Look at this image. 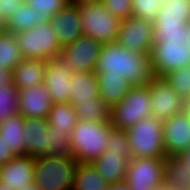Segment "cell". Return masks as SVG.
<instances>
[{
  "mask_svg": "<svg viewBox=\"0 0 190 190\" xmlns=\"http://www.w3.org/2000/svg\"><path fill=\"white\" fill-rule=\"evenodd\" d=\"M78 160L70 155L34 158V183L40 190H72Z\"/></svg>",
  "mask_w": 190,
  "mask_h": 190,
  "instance_id": "3",
  "label": "cell"
},
{
  "mask_svg": "<svg viewBox=\"0 0 190 190\" xmlns=\"http://www.w3.org/2000/svg\"><path fill=\"white\" fill-rule=\"evenodd\" d=\"M165 158H131L125 181L130 190H153L164 184Z\"/></svg>",
  "mask_w": 190,
  "mask_h": 190,
  "instance_id": "9",
  "label": "cell"
},
{
  "mask_svg": "<svg viewBox=\"0 0 190 190\" xmlns=\"http://www.w3.org/2000/svg\"><path fill=\"white\" fill-rule=\"evenodd\" d=\"M152 100V116L161 121L184 111V100L164 77L154 76L148 83Z\"/></svg>",
  "mask_w": 190,
  "mask_h": 190,
  "instance_id": "12",
  "label": "cell"
},
{
  "mask_svg": "<svg viewBox=\"0 0 190 190\" xmlns=\"http://www.w3.org/2000/svg\"><path fill=\"white\" fill-rule=\"evenodd\" d=\"M182 156L186 159V163L188 167H190V147L182 154Z\"/></svg>",
  "mask_w": 190,
  "mask_h": 190,
  "instance_id": "44",
  "label": "cell"
},
{
  "mask_svg": "<svg viewBox=\"0 0 190 190\" xmlns=\"http://www.w3.org/2000/svg\"><path fill=\"white\" fill-rule=\"evenodd\" d=\"M103 6L120 20L132 16V0H101Z\"/></svg>",
  "mask_w": 190,
  "mask_h": 190,
  "instance_id": "37",
  "label": "cell"
},
{
  "mask_svg": "<svg viewBox=\"0 0 190 190\" xmlns=\"http://www.w3.org/2000/svg\"><path fill=\"white\" fill-rule=\"evenodd\" d=\"M164 78L184 101L190 96V66L173 70Z\"/></svg>",
  "mask_w": 190,
  "mask_h": 190,
  "instance_id": "32",
  "label": "cell"
},
{
  "mask_svg": "<svg viewBox=\"0 0 190 190\" xmlns=\"http://www.w3.org/2000/svg\"><path fill=\"white\" fill-rule=\"evenodd\" d=\"M18 39L14 33L0 30V66L14 70L23 60Z\"/></svg>",
  "mask_w": 190,
  "mask_h": 190,
  "instance_id": "29",
  "label": "cell"
},
{
  "mask_svg": "<svg viewBox=\"0 0 190 190\" xmlns=\"http://www.w3.org/2000/svg\"><path fill=\"white\" fill-rule=\"evenodd\" d=\"M19 90L14 84L0 86V122L19 113Z\"/></svg>",
  "mask_w": 190,
  "mask_h": 190,
  "instance_id": "31",
  "label": "cell"
},
{
  "mask_svg": "<svg viewBox=\"0 0 190 190\" xmlns=\"http://www.w3.org/2000/svg\"><path fill=\"white\" fill-rule=\"evenodd\" d=\"M78 120L107 122L110 121V107L101 97H91L86 103L74 105Z\"/></svg>",
  "mask_w": 190,
  "mask_h": 190,
  "instance_id": "30",
  "label": "cell"
},
{
  "mask_svg": "<svg viewBox=\"0 0 190 190\" xmlns=\"http://www.w3.org/2000/svg\"><path fill=\"white\" fill-rule=\"evenodd\" d=\"M34 182V158L16 155L0 166V183L13 190L22 189Z\"/></svg>",
  "mask_w": 190,
  "mask_h": 190,
  "instance_id": "18",
  "label": "cell"
},
{
  "mask_svg": "<svg viewBox=\"0 0 190 190\" xmlns=\"http://www.w3.org/2000/svg\"><path fill=\"white\" fill-rule=\"evenodd\" d=\"M69 103H86L91 97H100L98 78L95 71L73 73L70 78Z\"/></svg>",
  "mask_w": 190,
  "mask_h": 190,
  "instance_id": "21",
  "label": "cell"
},
{
  "mask_svg": "<svg viewBox=\"0 0 190 190\" xmlns=\"http://www.w3.org/2000/svg\"><path fill=\"white\" fill-rule=\"evenodd\" d=\"M164 184L171 190H190V167L182 155L165 157Z\"/></svg>",
  "mask_w": 190,
  "mask_h": 190,
  "instance_id": "23",
  "label": "cell"
},
{
  "mask_svg": "<svg viewBox=\"0 0 190 190\" xmlns=\"http://www.w3.org/2000/svg\"><path fill=\"white\" fill-rule=\"evenodd\" d=\"M153 190H171L165 184L154 188Z\"/></svg>",
  "mask_w": 190,
  "mask_h": 190,
  "instance_id": "47",
  "label": "cell"
},
{
  "mask_svg": "<svg viewBox=\"0 0 190 190\" xmlns=\"http://www.w3.org/2000/svg\"><path fill=\"white\" fill-rule=\"evenodd\" d=\"M171 0H161L162 4L169 3Z\"/></svg>",
  "mask_w": 190,
  "mask_h": 190,
  "instance_id": "49",
  "label": "cell"
},
{
  "mask_svg": "<svg viewBox=\"0 0 190 190\" xmlns=\"http://www.w3.org/2000/svg\"><path fill=\"white\" fill-rule=\"evenodd\" d=\"M1 84H14L13 83V70L0 66V86Z\"/></svg>",
  "mask_w": 190,
  "mask_h": 190,
  "instance_id": "40",
  "label": "cell"
},
{
  "mask_svg": "<svg viewBox=\"0 0 190 190\" xmlns=\"http://www.w3.org/2000/svg\"><path fill=\"white\" fill-rule=\"evenodd\" d=\"M111 134V122H93L78 120L71 131V155L79 163H90L108 149Z\"/></svg>",
  "mask_w": 190,
  "mask_h": 190,
  "instance_id": "2",
  "label": "cell"
},
{
  "mask_svg": "<svg viewBox=\"0 0 190 190\" xmlns=\"http://www.w3.org/2000/svg\"><path fill=\"white\" fill-rule=\"evenodd\" d=\"M15 155L9 150V147L5 143L3 137L0 135V166L7 163Z\"/></svg>",
  "mask_w": 190,
  "mask_h": 190,
  "instance_id": "39",
  "label": "cell"
},
{
  "mask_svg": "<svg viewBox=\"0 0 190 190\" xmlns=\"http://www.w3.org/2000/svg\"><path fill=\"white\" fill-rule=\"evenodd\" d=\"M109 183L98 173L92 163H78L72 190H107Z\"/></svg>",
  "mask_w": 190,
  "mask_h": 190,
  "instance_id": "28",
  "label": "cell"
},
{
  "mask_svg": "<svg viewBox=\"0 0 190 190\" xmlns=\"http://www.w3.org/2000/svg\"><path fill=\"white\" fill-rule=\"evenodd\" d=\"M162 129L163 121L153 116L143 118L127 129L132 158H165Z\"/></svg>",
  "mask_w": 190,
  "mask_h": 190,
  "instance_id": "5",
  "label": "cell"
},
{
  "mask_svg": "<svg viewBox=\"0 0 190 190\" xmlns=\"http://www.w3.org/2000/svg\"><path fill=\"white\" fill-rule=\"evenodd\" d=\"M72 72L60 58L46 61L44 85L48 88L53 104L69 103Z\"/></svg>",
  "mask_w": 190,
  "mask_h": 190,
  "instance_id": "15",
  "label": "cell"
},
{
  "mask_svg": "<svg viewBox=\"0 0 190 190\" xmlns=\"http://www.w3.org/2000/svg\"><path fill=\"white\" fill-rule=\"evenodd\" d=\"M3 28V24L0 22V30Z\"/></svg>",
  "mask_w": 190,
  "mask_h": 190,
  "instance_id": "50",
  "label": "cell"
},
{
  "mask_svg": "<svg viewBox=\"0 0 190 190\" xmlns=\"http://www.w3.org/2000/svg\"><path fill=\"white\" fill-rule=\"evenodd\" d=\"M51 132V146H50V155H71L70 147V135L66 132H59L52 130Z\"/></svg>",
  "mask_w": 190,
  "mask_h": 190,
  "instance_id": "36",
  "label": "cell"
},
{
  "mask_svg": "<svg viewBox=\"0 0 190 190\" xmlns=\"http://www.w3.org/2000/svg\"><path fill=\"white\" fill-rule=\"evenodd\" d=\"M107 190H130V188L129 184L126 181H122L115 184H109Z\"/></svg>",
  "mask_w": 190,
  "mask_h": 190,
  "instance_id": "41",
  "label": "cell"
},
{
  "mask_svg": "<svg viewBox=\"0 0 190 190\" xmlns=\"http://www.w3.org/2000/svg\"><path fill=\"white\" fill-rule=\"evenodd\" d=\"M46 61L23 59L13 70V83L18 90L44 83Z\"/></svg>",
  "mask_w": 190,
  "mask_h": 190,
  "instance_id": "22",
  "label": "cell"
},
{
  "mask_svg": "<svg viewBox=\"0 0 190 190\" xmlns=\"http://www.w3.org/2000/svg\"><path fill=\"white\" fill-rule=\"evenodd\" d=\"M23 130L24 117L20 113L0 122V135L15 156L26 155Z\"/></svg>",
  "mask_w": 190,
  "mask_h": 190,
  "instance_id": "24",
  "label": "cell"
},
{
  "mask_svg": "<svg viewBox=\"0 0 190 190\" xmlns=\"http://www.w3.org/2000/svg\"><path fill=\"white\" fill-rule=\"evenodd\" d=\"M117 42L131 51L151 53L154 44L153 23L133 15L121 20Z\"/></svg>",
  "mask_w": 190,
  "mask_h": 190,
  "instance_id": "13",
  "label": "cell"
},
{
  "mask_svg": "<svg viewBox=\"0 0 190 190\" xmlns=\"http://www.w3.org/2000/svg\"><path fill=\"white\" fill-rule=\"evenodd\" d=\"M99 84L100 97L111 108L119 103L132 87L121 75L96 74Z\"/></svg>",
  "mask_w": 190,
  "mask_h": 190,
  "instance_id": "26",
  "label": "cell"
},
{
  "mask_svg": "<svg viewBox=\"0 0 190 190\" xmlns=\"http://www.w3.org/2000/svg\"><path fill=\"white\" fill-rule=\"evenodd\" d=\"M101 0H70L71 4H82V3H91V2H100Z\"/></svg>",
  "mask_w": 190,
  "mask_h": 190,
  "instance_id": "42",
  "label": "cell"
},
{
  "mask_svg": "<svg viewBox=\"0 0 190 190\" xmlns=\"http://www.w3.org/2000/svg\"><path fill=\"white\" fill-rule=\"evenodd\" d=\"M95 72L121 75L132 86L146 85L154 77L150 53L128 50L118 42L103 44Z\"/></svg>",
  "mask_w": 190,
  "mask_h": 190,
  "instance_id": "1",
  "label": "cell"
},
{
  "mask_svg": "<svg viewBox=\"0 0 190 190\" xmlns=\"http://www.w3.org/2000/svg\"><path fill=\"white\" fill-rule=\"evenodd\" d=\"M19 190H40V189L38 188V185H36L33 182V183L28 184V185H25L22 189H19Z\"/></svg>",
  "mask_w": 190,
  "mask_h": 190,
  "instance_id": "43",
  "label": "cell"
},
{
  "mask_svg": "<svg viewBox=\"0 0 190 190\" xmlns=\"http://www.w3.org/2000/svg\"><path fill=\"white\" fill-rule=\"evenodd\" d=\"M167 156L182 155L190 147V114L185 110L163 121Z\"/></svg>",
  "mask_w": 190,
  "mask_h": 190,
  "instance_id": "14",
  "label": "cell"
},
{
  "mask_svg": "<svg viewBox=\"0 0 190 190\" xmlns=\"http://www.w3.org/2000/svg\"><path fill=\"white\" fill-rule=\"evenodd\" d=\"M24 0H0V22L4 24L17 6H20Z\"/></svg>",
  "mask_w": 190,
  "mask_h": 190,
  "instance_id": "38",
  "label": "cell"
},
{
  "mask_svg": "<svg viewBox=\"0 0 190 190\" xmlns=\"http://www.w3.org/2000/svg\"><path fill=\"white\" fill-rule=\"evenodd\" d=\"M83 35L107 44L117 42L121 20L112 15L101 2L77 5Z\"/></svg>",
  "mask_w": 190,
  "mask_h": 190,
  "instance_id": "8",
  "label": "cell"
},
{
  "mask_svg": "<svg viewBox=\"0 0 190 190\" xmlns=\"http://www.w3.org/2000/svg\"><path fill=\"white\" fill-rule=\"evenodd\" d=\"M154 76L164 77L173 70L190 66V50L186 42L154 43L151 53Z\"/></svg>",
  "mask_w": 190,
  "mask_h": 190,
  "instance_id": "10",
  "label": "cell"
},
{
  "mask_svg": "<svg viewBox=\"0 0 190 190\" xmlns=\"http://www.w3.org/2000/svg\"><path fill=\"white\" fill-rule=\"evenodd\" d=\"M62 47L71 44L83 35L79 9L76 4H69L49 19Z\"/></svg>",
  "mask_w": 190,
  "mask_h": 190,
  "instance_id": "19",
  "label": "cell"
},
{
  "mask_svg": "<svg viewBox=\"0 0 190 190\" xmlns=\"http://www.w3.org/2000/svg\"><path fill=\"white\" fill-rule=\"evenodd\" d=\"M49 21L47 16H40L33 7L25 1L17 6L10 17L3 24V30L11 33H17L22 30L33 28L36 24H42Z\"/></svg>",
  "mask_w": 190,
  "mask_h": 190,
  "instance_id": "25",
  "label": "cell"
},
{
  "mask_svg": "<svg viewBox=\"0 0 190 190\" xmlns=\"http://www.w3.org/2000/svg\"><path fill=\"white\" fill-rule=\"evenodd\" d=\"M26 155L32 158L50 155L51 132L46 119L24 118Z\"/></svg>",
  "mask_w": 190,
  "mask_h": 190,
  "instance_id": "17",
  "label": "cell"
},
{
  "mask_svg": "<svg viewBox=\"0 0 190 190\" xmlns=\"http://www.w3.org/2000/svg\"><path fill=\"white\" fill-rule=\"evenodd\" d=\"M19 113L24 118L47 119L53 102L48 88L36 85L19 90Z\"/></svg>",
  "mask_w": 190,
  "mask_h": 190,
  "instance_id": "16",
  "label": "cell"
},
{
  "mask_svg": "<svg viewBox=\"0 0 190 190\" xmlns=\"http://www.w3.org/2000/svg\"><path fill=\"white\" fill-rule=\"evenodd\" d=\"M0 190H13V189L10 188L9 186H6V185L0 183Z\"/></svg>",
  "mask_w": 190,
  "mask_h": 190,
  "instance_id": "48",
  "label": "cell"
},
{
  "mask_svg": "<svg viewBox=\"0 0 190 190\" xmlns=\"http://www.w3.org/2000/svg\"><path fill=\"white\" fill-rule=\"evenodd\" d=\"M129 161L117 152L106 150L91 163L106 182L115 184L125 181Z\"/></svg>",
  "mask_w": 190,
  "mask_h": 190,
  "instance_id": "20",
  "label": "cell"
},
{
  "mask_svg": "<svg viewBox=\"0 0 190 190\" xmlns=\"http://www.w3.org/2000/svg\"><path fill=\"white\" fill-rule=\"evenodd\" d=\"M190 22V0L162 4L153 22L154 43L186 42Z\"/></svg>",
  "mask_w": 190,
  "mask_h": 190,
  "instance_id": "4",
  "label": "cell"
},
{
  "mask_svg": "<svg viewBox=\"0 0 190 190\" xmlns=\"http://www.w3.org/2000/svg\"><path fill=\"white\" fill-rule=\"evenodd\" d=\"M28 5L37 10L40 16L50 17L57 12L65 9L70 3V0H24Z\"/></svg>",
  "mask_w": 190,
  "mask_h": 190,
  "instance_id": "35",
  "label": "cell"
},
{
  "mask_svg": "<svg viewBox=\"0 0 190 190\" xmlns=\"http://www.w3.org/2000/svg\"><path fill=\"white\" fill-rule=\"evenodd\" d=\"M186 44H187V47H188L189 50H190V22H189V26H188V32H187V40H186Z\"/></svg>",
  "mask_w": 190,
  "mask_h": 190,
  "instance_id": "46",
  "label": "cell"
},
{
  "mask_svg": "<svg viewBox=\"0 0 190 190\" xmlns=\"http://www.w3.org/2000/svg\"><path fill=\"white\" fill-rule=\"evenodd\" d=\"M151 102L147 84L132 86L126 96L110 108L111 126L127 130L141 119L151 117Z\"/></svg>",
  "mask_w": 190,
  "mask_h": 190,
  "instance_id": "7",
  "label": "cell"
},
{
  "mask_svg": "<svg viewBox=\"0 0 190 190\" xmlns=\"http://www.w3.org/2000/svg\"><path fill=\"white\" fill-rule=\"evenodd\" d=\"M107 145V150L110 152H117L129 160L132 158L126 130L111 126L110 139Z\"/></svg>",
  "mask_w": 190,
  "mask_h": 190,
  "instance_id": "34",
  "label": "cell"
},
{
  "mask_svg": "<svg viewBox=\"0 0 190 190\" xmlns=\"http://www.w3.org/2000/svg\"><path fill=\"white\" fill-rule=\"evenodd\" d=\"M184 110L190 114V96L184 101Z\"/></svg>",
  "mask_w": 190,
  "mask_h": 190,
  "instance_id": "45",
  "label": "cell"
},
{
  "mask_svg": "<svg viewBox=\"0 0 190 190\" xmlns=\"http://www.w3.org/2000/svg\"><path fill=\"white\" fill-rule=\"evenodd\" d=\"M46 120L54 132H66L71 135V131L78 122V117L72 104L60 103L52 105Z\"/></svg>",
  "mask_w": 190,
  "mask_h": 190,
  "instance_id": "27",
  "label": "cell"
},
{
  "mask_svg": "<svg viewBox=\"0 0 190 190\" xmlns=\"http://www.w3.org/2000/svg\"><path fill=\"white\" fill-rule=\"evenodd\" d=\"M103 44L95 39L82 35L71 44L62 47L60 59L72 73L95 71Z\"/></svg>",
  "mask_w": 190,
  "mask_h": 190,
  "instance_id": "11",
  "label": "cell"
},
{
  "mask_svg": "<svg viewBox=\"0 0 190 190\" xmlns=\"http://www.w3.org/2000/svg\"><path fill=\"white\" fill-rule=\"evenodd\" d=\"M161 7V0H132V15L153 23Z\"/></svg>",
  "mask_w": 190,
  "mask_h": 190,
  "instance_id": "33",
  "label": "cell"
},
{
  "mask_svg": "<svg viewBox=\"0 0 190 190\" xmlns=\"http://www.w3.org/2000/svg\"><path fill=\"white\" fill-rule=\"evenodd\" d=\"M15 35L24 59L49 61L60 58L62 46L50 21L36 24L33 28Z\"/></svg>",
  "mask_w": 190,
  "mask_h": 190,
  "instance_id": "6",
  "label": "cell"
}]
</instances>
